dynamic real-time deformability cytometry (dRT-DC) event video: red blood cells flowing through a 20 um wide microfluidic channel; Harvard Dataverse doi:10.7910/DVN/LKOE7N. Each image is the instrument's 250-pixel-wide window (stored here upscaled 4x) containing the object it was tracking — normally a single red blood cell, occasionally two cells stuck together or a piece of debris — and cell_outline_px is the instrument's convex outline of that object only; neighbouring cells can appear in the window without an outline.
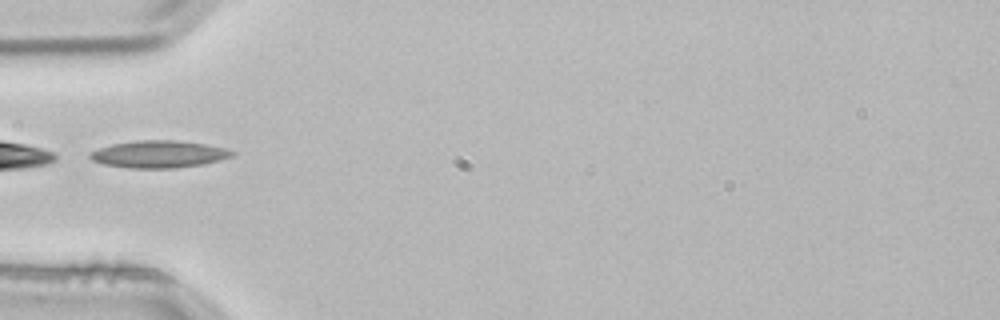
{"species": "common noctule bat (a hibernating species)", "species_latin": "Nyctalus noctula", "temperature_condition": "room temperature", "stored_images_in_passage": 4, "camera_frame_rate_fps": 3000, "um_per_image_px": 0.085, "animal": {"sex": "male", "body_mass_g": 21.5, "forearm_length_mm": 52.0}, "frame": {"image": 1, "passage_image": 4, "time_ms": 1.0, "image_size_px": [1000, 320], "cell_outline_px": [[236, 152], [232, 156], [220, 160], [204, 164], [176, 168], [128, 168], [104, 164], [92, 160], [88, 156], [88, 152], [112, 144], [136, 140], [172, 140], [208, 144], [224, 148]], "centroid_in_image_um": [13.49, 13.1], "position_along_channel_um": 71.5, "area_um2": 22.6}}